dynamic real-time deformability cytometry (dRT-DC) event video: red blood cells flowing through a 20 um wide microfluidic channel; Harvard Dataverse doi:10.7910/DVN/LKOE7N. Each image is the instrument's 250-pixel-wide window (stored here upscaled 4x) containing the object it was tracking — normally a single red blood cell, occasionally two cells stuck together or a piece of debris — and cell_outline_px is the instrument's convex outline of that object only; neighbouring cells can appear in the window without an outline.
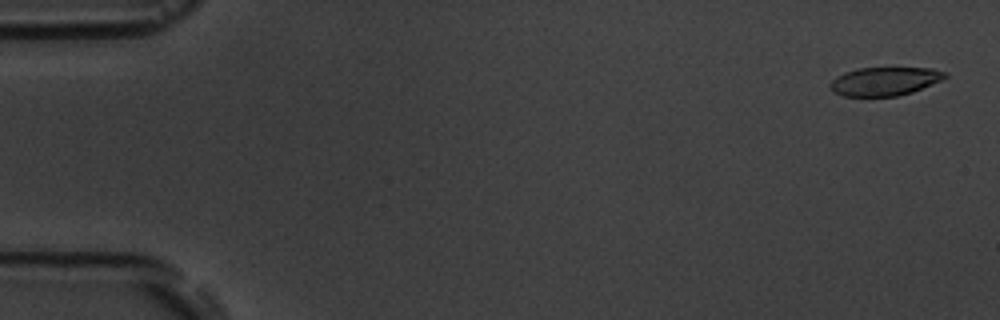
{"species": "common noctule bat (a hibernating species)", "species_latin": "Nyctalus noctula", "temperature_condition": "room temperature", "stored_images_in_passage": 5, "camera_frame_rate_fps": 3000, "um_per_image_px": 0.085, "animal": {"sex": "male", "body_mass_g": 19.5, "forearm_length_mm": 54.6}, "frame": {"image": 1, "passage_image": 1, "time_ms": 0.0, "image_size_px": [1000, 320], "cell_outline_px": [[948, 76], [944, 80], [912, 92], [896, 96], [844, 96], [832, 92], [828, 84], [836, 76], [844, 72], [860, 68], [932, 68], [944, 72]], "centroid_in_image_um": [75.19, 6.91], "position_along_channel_um": 9.8, "area_um2": 19.19}}
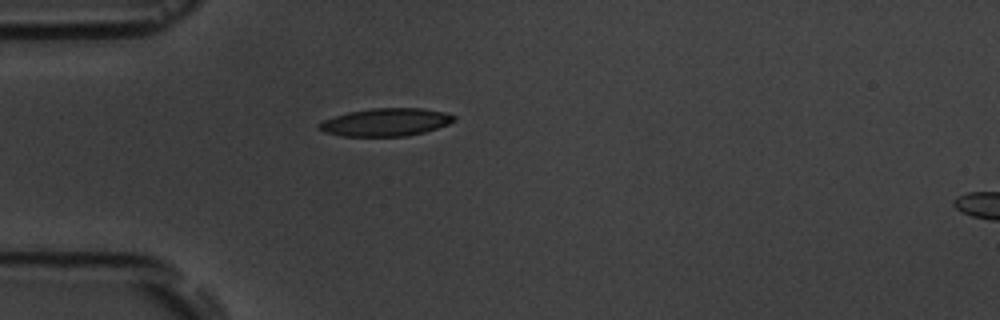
{"frame": {"image": 2, "passage_image": 5, "time_ms": 4.667, "image_size_px": [1000, 320], "cell_outline_px": [[456, 120], [448, 124], [424, 132], [408, 136], [340, 136], [324, 132], [316, 128], [316, 124], [324, 120], [348, 112], [372, 108], [420, 108], [448, 112], [456, 116]], "centroid_in_image_um": [32.79, 10.38], "position_along_channel_um": 52.2, "area_um2": 22.02}}